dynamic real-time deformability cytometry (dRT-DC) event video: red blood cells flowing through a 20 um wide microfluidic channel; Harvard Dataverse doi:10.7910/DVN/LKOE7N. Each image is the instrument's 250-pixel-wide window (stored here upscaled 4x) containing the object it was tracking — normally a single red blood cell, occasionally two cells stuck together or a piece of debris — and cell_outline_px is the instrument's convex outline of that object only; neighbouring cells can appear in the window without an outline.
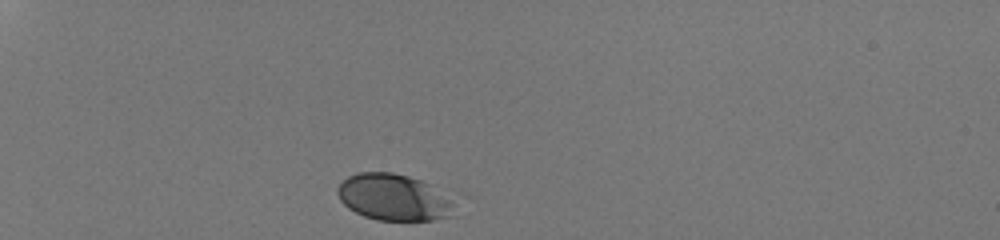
{"species": "human", "species_latin": "Homo sapiens", "temperature_condition": "room temperature", "stored_images_in_passage": 30, "camera_frame_rate_fps": 3000, "um_per_image_px": 0.085, "donor": {"sex": "male"}, "frame": {"image": 1, "passage_image": 1, "time_ms": 0.0, "image_size_px": [1000, 240], "cell_outline_px": [[456, 204], [448, 216], [432, 220], [376, 220], [364, 216], [348, 208], [340, 200], [336, 192], [336, 188], [348, 176], [356, 172], [392, 172], [408, 176], [432, 184]], "centroid_in_image_um": [33.43, 16.76], "position_along_channel_um": 51.6, "area_um2": 31.67}}
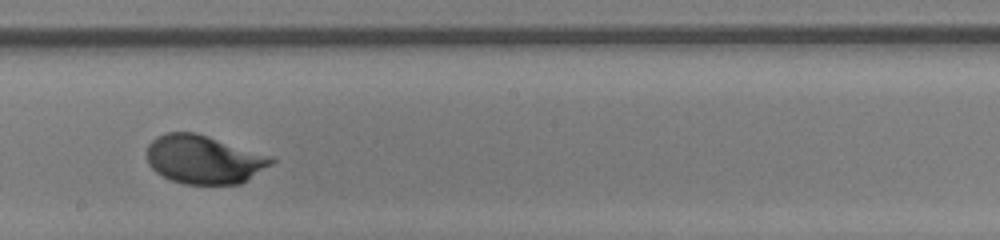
{"frame": {"image": 2, "passage_image": 18, "time_ms": 5.667, "image_size_px": [1000, 240], "cell_outline_px": [[276, 160], [272, 164], [240, 184], [184, 184], [172, 180], [156, 172], [148, 164], [148, 144], [156, 136], [164, 132], [196, 132], [272, 156]], "centroid_in_image_um": [17.33, 13.54], "position_along_channel_um": 230.9, "area_um2": 35.2}}
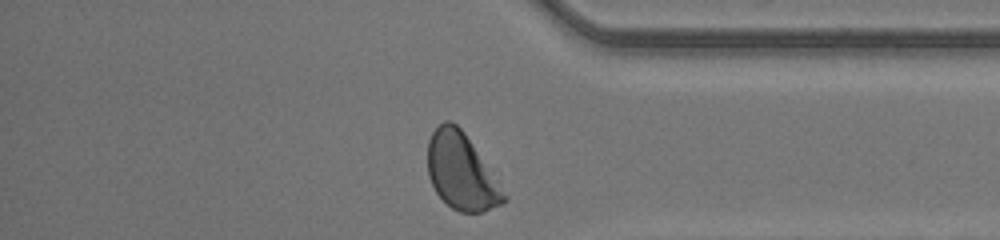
{"frame": {"image": 3, "passage_image": 30, "time_ms": 9.667, "image_size_px": [1000, 240], "cell_outline_px": [[508, 200], [504, 204], [484, 212], [460, 212], [452, 208], [436, 192], [428, 176], [428, 140], [432, 132], [444, 120], [448, 120], [456, 124], [464, 132], [508, 196]], "centroid_in_image_um": [39.23, 14.61], "position_along_channel_um": 396.0, "area_um2": 33.64}, "authors_computed_cell_mechanics": {"area_um2": 33.8708, "velocity_mm_per_s": 4.1855, "shape_relaxation_time_tau1_ms": 2.3059, "shape_relaxation_time_tau2_ms": null, "deformation_change_tau1": 0.1188, "deformation_change_tau2": null}}